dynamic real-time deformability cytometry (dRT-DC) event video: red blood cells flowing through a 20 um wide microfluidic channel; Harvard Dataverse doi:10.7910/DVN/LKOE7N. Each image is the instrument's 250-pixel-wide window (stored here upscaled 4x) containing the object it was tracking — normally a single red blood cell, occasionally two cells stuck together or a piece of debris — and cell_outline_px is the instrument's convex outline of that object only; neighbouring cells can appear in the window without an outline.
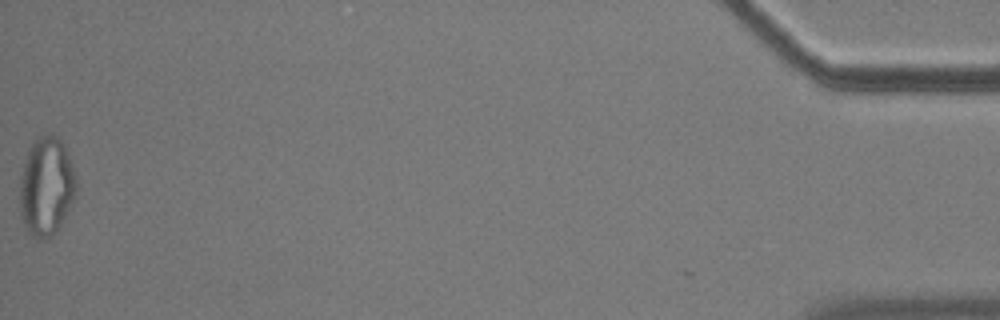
{"species": "common noctule bat (a hibernating species)", "species_latin": "Nyctalus noctula", "temperature_condition": "cold", "stored_images_in_passage": 39, "segment_of_instrument_passage": [2, 2], "camera_frame_rate_fps": 3000, "um_per_image_px": 0.085, "animal": {"sex": "male", "body_mass_g": 17.9}, "frame": {"image": 1, "passage_image": 39, "time_ms": 12.667, "image_size_px": [1000, 320], "cell_outline_px": [[76, 196], [60, 228], [56, 232], [48, 236], [32, 236], [28, 232], [20, 216], [20, 176], [28, 152], [32, 144], [40, 136], [56, 136], [64, 144], [68, 152], [76, 176]], "centroid_in_image_um": [3.96, 15.86], "position_along_channel_um": 431.2, "area_um2": 32.25}}